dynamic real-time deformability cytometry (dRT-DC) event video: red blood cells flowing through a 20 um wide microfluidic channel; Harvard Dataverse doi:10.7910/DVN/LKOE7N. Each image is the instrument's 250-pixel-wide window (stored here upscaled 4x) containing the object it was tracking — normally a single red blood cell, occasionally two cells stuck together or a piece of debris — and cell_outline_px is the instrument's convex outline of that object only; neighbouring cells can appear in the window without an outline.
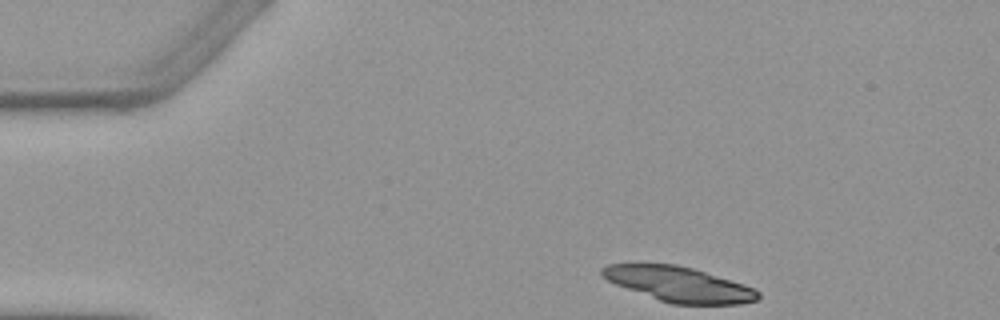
{"species": "Egyptian fruit bat (a non-hibernating species)", "species_latin": "Rousettus aegyptiacus", "temperature_condition": "warm", "stored_images_in_passage": 3, "camera_frame_rate_fps": 3000, "um_per_image_px": 0.085, "animal": {"sex": "female"}, "frame": {"image": 1, "passage_image": 1, "time_ms": 0.0, "image_size_px": [1000, 320], "cell_outline_px": [[760, 296], [756, 300], [740, 304], [672, 304], [660, 300], [616, 284], [608, 280], [600, 272], [600, 268], [608, 264], [632, 260], [640, 260], [676, 264], [692, 268], [744, 284], [756, 288], [760, 292]], "centroid_in_image_um": [57.63, 24.1], "position_along_channel_um": 27.4, "area_um2": 32.54}}